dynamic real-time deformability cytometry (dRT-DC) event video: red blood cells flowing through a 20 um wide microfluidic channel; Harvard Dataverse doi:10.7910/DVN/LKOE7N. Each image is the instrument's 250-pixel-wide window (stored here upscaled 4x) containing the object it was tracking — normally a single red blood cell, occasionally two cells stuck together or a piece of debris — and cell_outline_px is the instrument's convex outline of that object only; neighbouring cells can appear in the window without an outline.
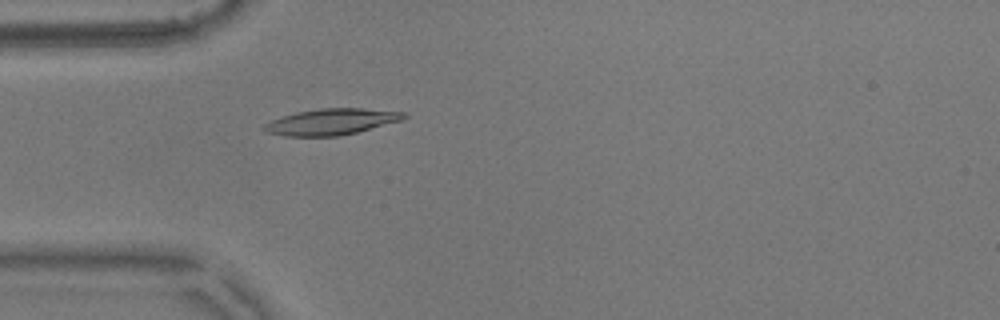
{"species": "common noctule bat (a hibernating species)", "species_latin": "Nyctalus noctula", "temperature_condition": "warm", "stored_images_in_passage": 48, "camera_frame_rate_fps": 3000, "um_per_image_px": 0.085, "animal": {"sex": "male", "body_mass_g": 17.9}, "frame": {"image": 1, "passage_image": 8, "time_ms": 2.333, "image_size_px": [1000, 320], "cell_outline_px": [[408, 116], [404, 120], [340, 136], [284, 136], [268, 132], [260, 128], [264, 124], [272, 120], [296, 112], [320, 108], [360, 108], [408, 112]], "centroid_in_image_um": [28.21, 10.34], "position_along_channel_um": 56.8, "area_um2": 21.39}}
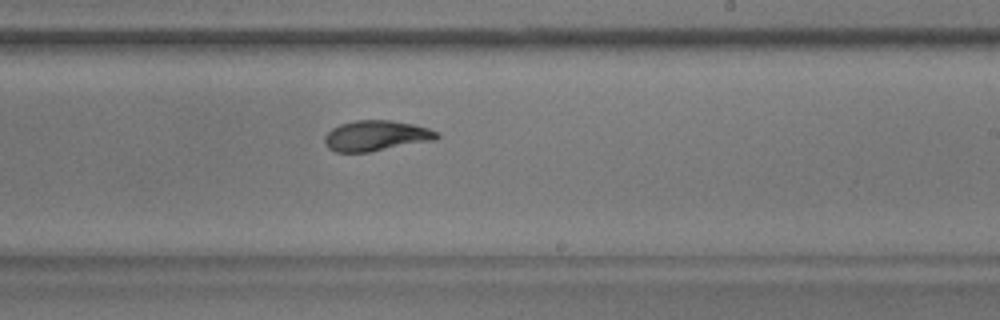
{"frame": {"image": 2, "passage_image": 25, "time_ms": 8.0, "image_size_px": [1000, 320], "cell_outline_px": [[440, 136], [436, 140], [368, 152], [336, 152], [328, 148], [324, 144], [324, 136], [332, 128], [340, 124], [356, 120], [392, 120], [412, 124], [428, 128], [440, 132]], "centroid_in_image_um": [31.98, 11.54], "position_along_channel_um": 257.0, "area_um2": 20.06}}
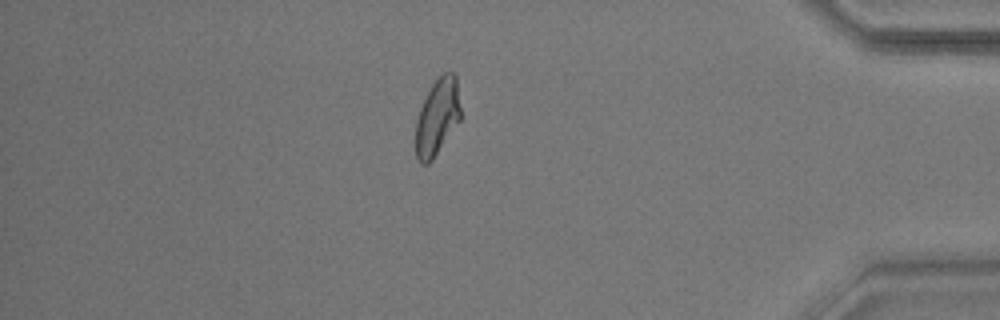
{"frame": {"image": 3, "passage_image": 40, "time_ms": 13.0, "image_size_px": [1000, 320], "cell_outline_px": [[460, 120], [432, 160], [428, 164], [420, 164], [416, 156], [416, 120], [420, 108], [432, 84], [444, 72], [452, 72], [456, 76], [460, 108]], "centroid_in_image_um": [37.16, 9.96], "position_along_channel_um": 398.0, "area_um2": 19.77}, "authors_computed_cell_mechanics": {"area_um2": 20.23, "velocity_mm_per_s": 3.5855, "shape_relaxation_time_tau1_ms": 4.4644, "shape_relaxation_time_tau2_ms": 2.3984, "deformation_change_tau1": 0.1741, "deformation_change_tau2": 0.084}}